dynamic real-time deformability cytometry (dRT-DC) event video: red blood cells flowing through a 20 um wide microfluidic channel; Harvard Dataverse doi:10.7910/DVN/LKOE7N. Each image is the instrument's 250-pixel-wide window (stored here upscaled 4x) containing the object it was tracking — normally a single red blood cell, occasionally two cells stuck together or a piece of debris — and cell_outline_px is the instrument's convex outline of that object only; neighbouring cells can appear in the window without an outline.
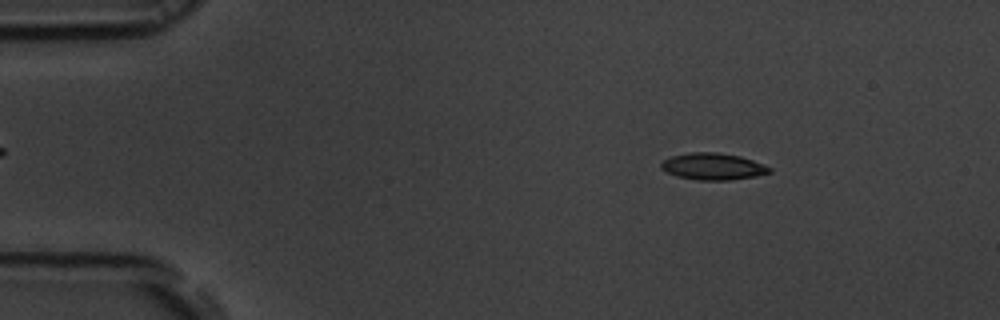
{"species": "common noctule bat (a hibernating species)", "species_latin": "Nyctalus noctula", "temperature_condition": "room temperature", "stored_images_in_passage": 53, "camera_frame_rate_fps": 3000, "um_per_image_px": 0.085, "animal": {"sex": "male", "body_mass_g": 19.5, "forearm_length_mm": 54.6}, "frame": {"image": 1, "passage_image": 7, "time_ms": 2.0, "image_size_px": [1000, 320], "cell_outline_px": [[772, 172], [756, 176], [728, 180], [696, 180], [676, 176], [660, 168], [660, 164], [664, 160], [672, 156], [688, 152], [720, 152], [740, 156], [752, 160], [772, 168]], "centroid_in_image_um": [60.6, 14.14], "position_along_channel_um": 24.4, "area_um2": 16.94}}
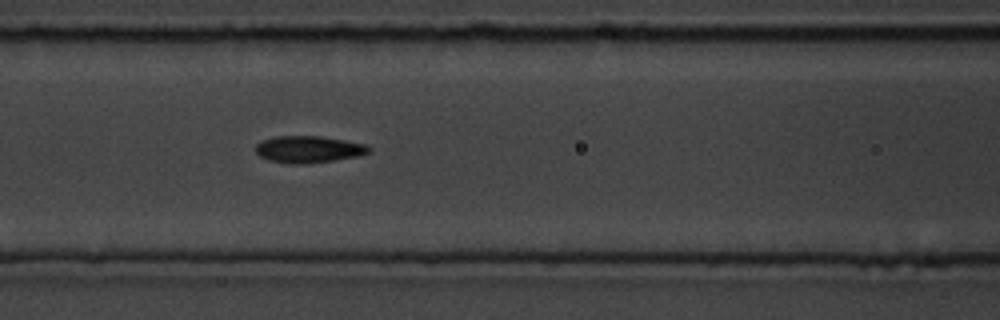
{"frame": {"image": 2, "passage_image": 22, "time_ms": 7.0, "image_size_px": [1000, 320], "cell_outline_px": [[372, 148], [368, 152], [356, 156], [332, 160], [296, 164], [288, 164], [268, 160], [260, 156], [256, 152], [256, 144], [260, 140], [276, 136], [320, 136], [368, 144]], "centroid_in_image_um": [26.19, 12.68], "position_along_channel_um": 140.4, "area_um2": 17.63}}
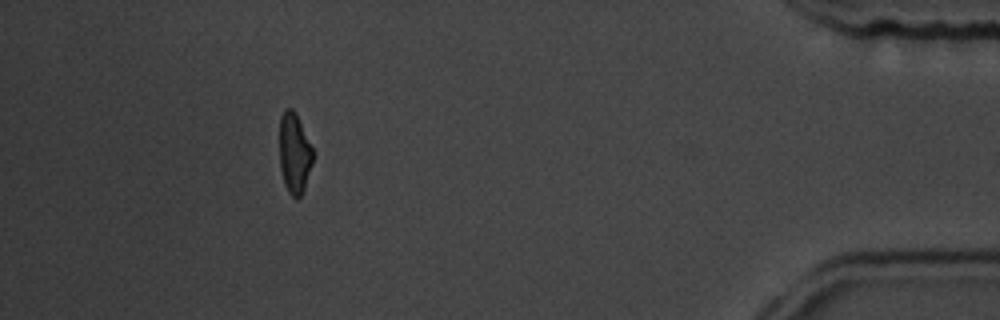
{"frame": {"image": 3, "passage_image": 48, "time_ms": 15.667, "image_size_px": [1000, 320], "cell_outline_px": [[312, 164], [304, 188], [300, 196], [296, 200], [288, 192], [284, 184], [280, 168], [280, 116], [284, 108], [292, 108], [296, 112], [312, 148]], "centroid_in_image_um": [25.0, 13.01], "position_along_channel_um": 410.2, "area_um2": 15.61}, "authors_computed_cell_mechanics": {"area_um2": 17.1088, "velocity_mm_per_s": 3.7703, "shape_relaxation_time_tau1_ms": 2.4428, "shape_relaxation_time_tau2_ms": 2.1752, "deformation_change_tau1": 0.1694, "deformation_change_tau2": 0.1041}}